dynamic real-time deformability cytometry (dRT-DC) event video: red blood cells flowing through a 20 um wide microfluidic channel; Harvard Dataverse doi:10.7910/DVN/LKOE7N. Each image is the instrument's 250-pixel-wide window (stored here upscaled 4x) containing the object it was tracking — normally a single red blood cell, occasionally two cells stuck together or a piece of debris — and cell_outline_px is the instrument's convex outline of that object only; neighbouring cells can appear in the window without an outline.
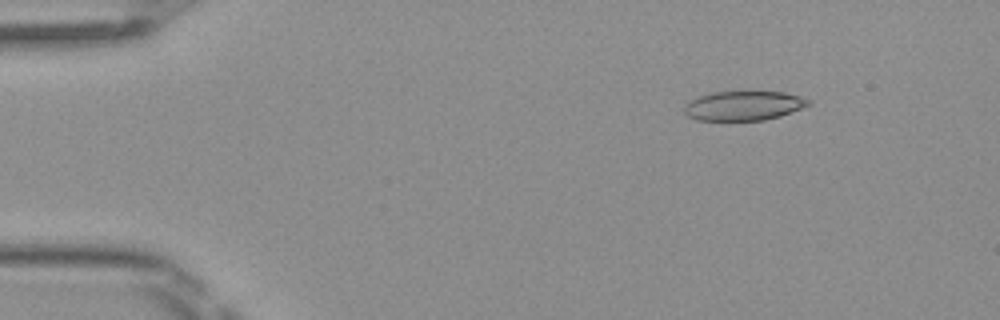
{"species": "Egyptian fruit bat (a non-hibernating species)", "species_latin": "Rousettus aegyptiacus", "temperature_condition": "room temperature", "stored_images_in_passage": 5, "camera_frame_rate_fps": 3000, "um_per_image_px": 0.085, "frame": {"image": 1, "passage_image": 2, "time_ms": 0.333, "image_size_px": [1000, 320], "cell_outline_px": [[812, 104], [780, 116], [764, 120], [696, 120], [688, 116], [684, 112], [684, 108], [692, 100], [700, 96], [712, 92], [748, 88], [784, 92], [800, 96], [812, 100]], "centroid_in_image_um": [63.27, 8.93], "position_along_channel_um": 21.7, "area_um2": 22.14}}
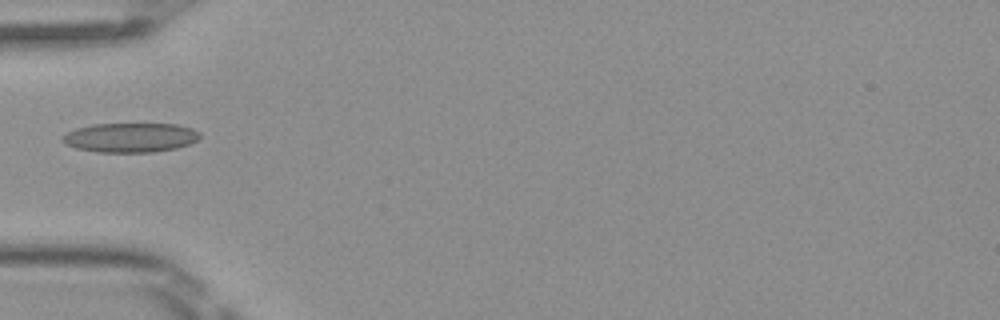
{"frame": {"image": 2, "passage_image": 5, "time_ms": 1.333, "image_size_px": [1000, 320], "cell_outline_px": [[200, 136], [196, 140], [188, 144], [176, 148], [152, 152], [100, 152], [76, 148], [64, 144], [60, 140], [60, 136], [76, 128], [92, 124], [176, 124], [192, 128], [200, 132]], "centroid_in_image_um": [11.04, 11.69], "position_along_channel_um": 74.0, "area_um2": 23.58}}